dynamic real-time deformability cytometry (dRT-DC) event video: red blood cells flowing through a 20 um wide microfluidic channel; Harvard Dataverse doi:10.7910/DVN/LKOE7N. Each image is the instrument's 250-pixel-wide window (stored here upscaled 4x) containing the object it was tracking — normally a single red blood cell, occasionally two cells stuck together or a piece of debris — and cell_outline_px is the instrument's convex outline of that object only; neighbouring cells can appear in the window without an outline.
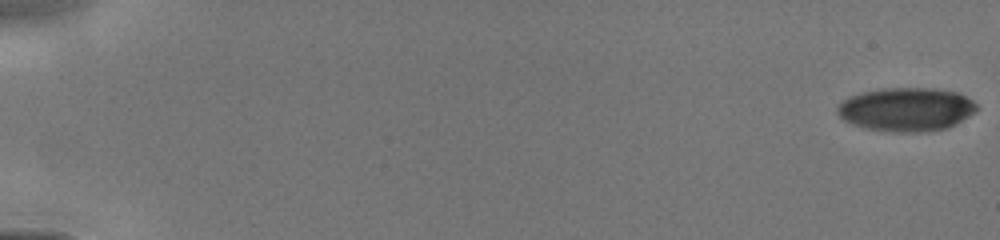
{"species": "human", "species_latin": "Homo sapiens", "temperature_condition": "cold", "stored_images_in_passage": 17, "camera_frame_rate_fps": 3000, "um_per_image_px": 0.085, "donor": {"sex": "male"}, "frame": {"image": 1, "passage_image": 1, "time_ms": 0.0, "image_size_px": [1000, 240], "cell_outline_px": [[980, 108], [976, 112], [956, 124], [948, 128], [932, 132], [892, 132], [864, 128], [852, 124], [844, 120], [836, 112], [836, 108], [848, 96], [864, 92], [884, 88], [932, 88], [960, 92], [972, 100]], "centroid_in_image_um": [77.08, 9.31], "position_along_channel_um": 7.9, "area_um2": 35.89}}
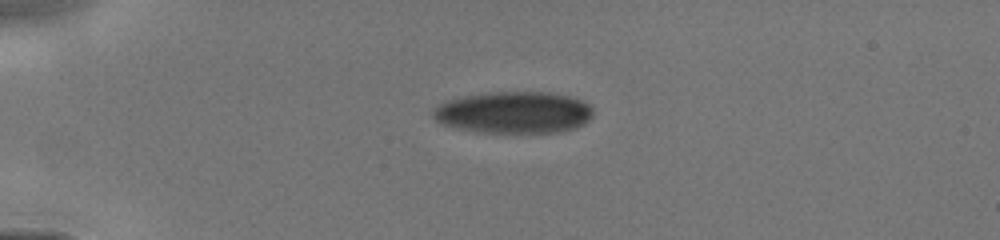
{"frame": {"image": 2, "passage_image": 9, "time_ms": 4.0, "image_size_px": [1000, 240], "cell_outline_px": [[592, 116], [584, 124], [576, 128], [564, 132], [476, 132], [456, 128], [440, 124], [432, 116], [432, 108], [448, 100], [464, 96], [488, 92], [548, 92], [568, 96], [584, 100], [592, 108]], "centroid_in_image_um": [43.67, 9.56], "position_along_channel_um": 41.3, "area_um2": 39.25}}
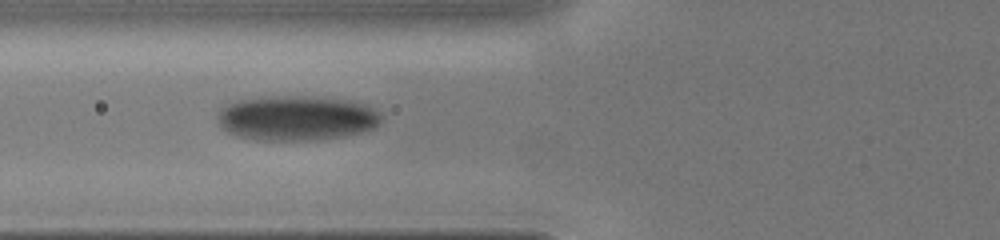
{"frame": {"image": 3, "passage_image": 16, "time_ms": 6.333, "image_size_px": [1000, 240], "cell_outline_px": [[380, 120], [372, 128], [360, 132], [344, 136], [320, 140], [256, 140], [236, 136], [220, 128], [216, 116], [220, 108], [236, 100], [272, 96], [304, 96], [348, 100], [364, 104], [380, 112]], "centroid_in_image_um": [25.14, 10.04], "position_along_channel_um": 100.7, "area_um2": 42.95}}